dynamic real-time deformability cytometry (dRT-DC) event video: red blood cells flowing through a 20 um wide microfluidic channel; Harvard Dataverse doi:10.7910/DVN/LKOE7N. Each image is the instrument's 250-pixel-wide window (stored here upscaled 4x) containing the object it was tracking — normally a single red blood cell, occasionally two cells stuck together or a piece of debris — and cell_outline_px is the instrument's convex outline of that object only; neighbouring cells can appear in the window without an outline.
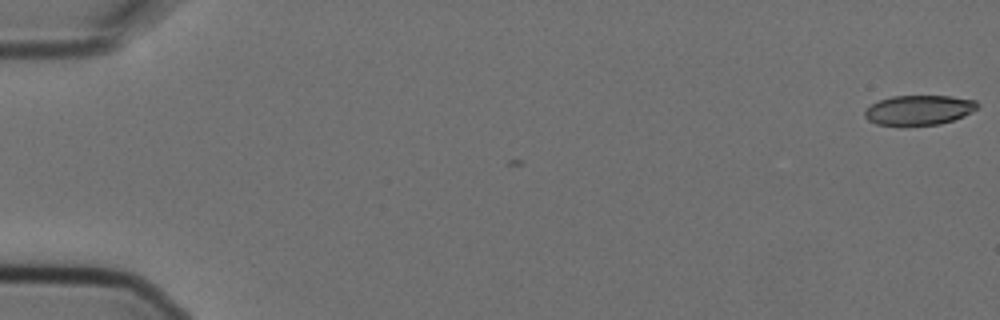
{"species": "Egyptian fruit bat (a non-hibernating species)", "species_latin": "Rousettus aegyptiacus", "temperature_condition": "cold", "stored_images_in_passage": 2, "camera_frame_rate_fps": 3000, "um_per_image_px": 0.085, "animal": {"sex": "female"}, "frame": {"image": 1, "passage_image": 2, "time_ms": 0.333, "image_size_px": [1000, 320], "cell_outline_px": [[980, 104], [972, 112], [964, 116], [940, 124], [900, 128], [876, 124], [868, 120], [864, 116], [864, 112], [872, 104], [880, 100], [892, 96], [952, 96], [976, 100]], "centroid_in_image_um": [78.09, 9.39], "position_along_channel_um": 6.9, "area_um2": 20.17}}